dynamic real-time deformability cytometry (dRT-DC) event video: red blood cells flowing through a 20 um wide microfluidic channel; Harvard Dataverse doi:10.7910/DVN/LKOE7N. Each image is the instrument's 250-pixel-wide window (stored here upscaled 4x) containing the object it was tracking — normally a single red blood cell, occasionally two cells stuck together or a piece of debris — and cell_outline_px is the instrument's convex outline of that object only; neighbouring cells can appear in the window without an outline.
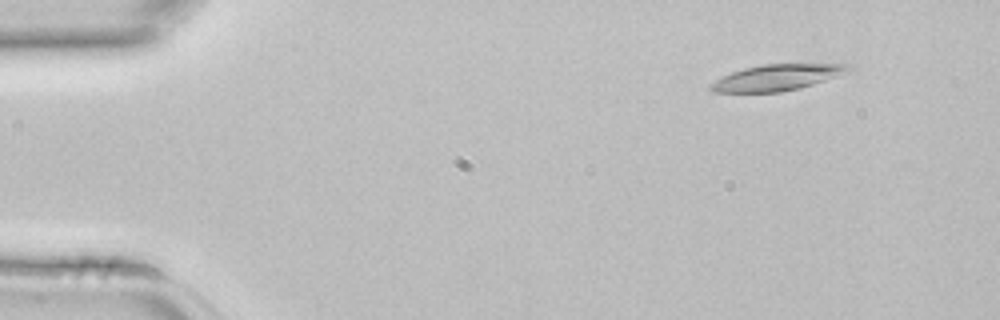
{"species": "common noctule bat (a hibernating species)", "species_latin": "Nyctalus noctula", "temperature_condition": "room temperature", "stored_images_in_passage": 3, "camera_frame_rate_fps": 3000, "um_per_image_px": 0.085, "animal": {"sex": "female", "body_mass_g": 22.7, "forearm_length_mm": 54.2}, "frame": {"image": 1, "passage_image": 1, "time_ms": 0.0, "image_size_px": [1000, 320], "cell_outline_px": [[852, 68], [836, 76], [800, 88], [780, 92], [712, 92], [708, 88], [708, 84], [732, 72], [744, 68], [764, 64], [848, 64]], "centroid_in_image_um": [65.97, 6.59], "position_along_channel_um": 19.0, "area_um2": 20.58}}
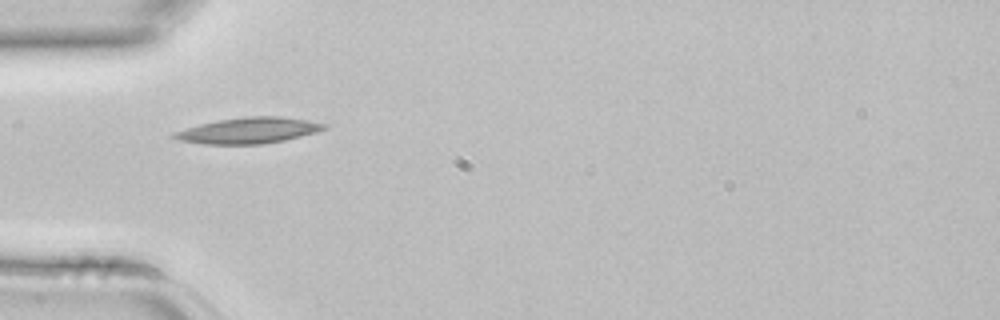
{"frame": {"image": 2, "passage_image": 3, "time_ms": 0.667, "image_size_px": [1000, 320], "cell_outline_px": [[328, 128], [316, 132], [284, 140], [264, 144], [204, 144], [180, 140], [172, 136], [172, 132], [200, 124], [220, 120], [244, 116], [280, 116], [328, 124]], "centroid_in_image_um": [21.14, 11.09], "position_along_channel_um": 63.9, "area_um2": 22.48}}